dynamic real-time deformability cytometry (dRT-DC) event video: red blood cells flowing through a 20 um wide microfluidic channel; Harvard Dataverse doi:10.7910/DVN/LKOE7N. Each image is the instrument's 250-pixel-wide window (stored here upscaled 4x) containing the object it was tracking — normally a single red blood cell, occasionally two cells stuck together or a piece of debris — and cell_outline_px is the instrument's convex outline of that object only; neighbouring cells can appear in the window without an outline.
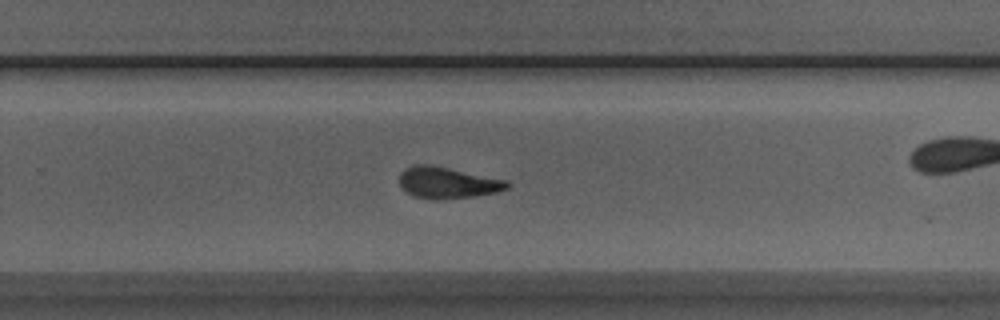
{"species": "Egyptian fruit bat (a non-hibernating species)", "species_latin": "Rousettus aegyptiacus", "temperature_condition": "room temperature", "stored_images_in_passage": 32, "camera_frame_rate_fps": 3000, "um_per_image_px": 0.085, "animal": {"sex": "male"}, "frame": {"image": 1, "passage_image": 27, "time_ms": 8.667, "image_size_px": [1000, 320], "cell_outline_px": [[512, 184], [508, 188], [496, 192], [472, 196], [436, 200], [432, 200], [416, 196], [408, 192], [400, 184], [400, 172], [404, 168], [416, 164], [428, 164], [508, 180]], "centroid_in_image_um": [38.05, 15.52], "position_along_channel_um": 291.7, "area_um2": 19.54}}